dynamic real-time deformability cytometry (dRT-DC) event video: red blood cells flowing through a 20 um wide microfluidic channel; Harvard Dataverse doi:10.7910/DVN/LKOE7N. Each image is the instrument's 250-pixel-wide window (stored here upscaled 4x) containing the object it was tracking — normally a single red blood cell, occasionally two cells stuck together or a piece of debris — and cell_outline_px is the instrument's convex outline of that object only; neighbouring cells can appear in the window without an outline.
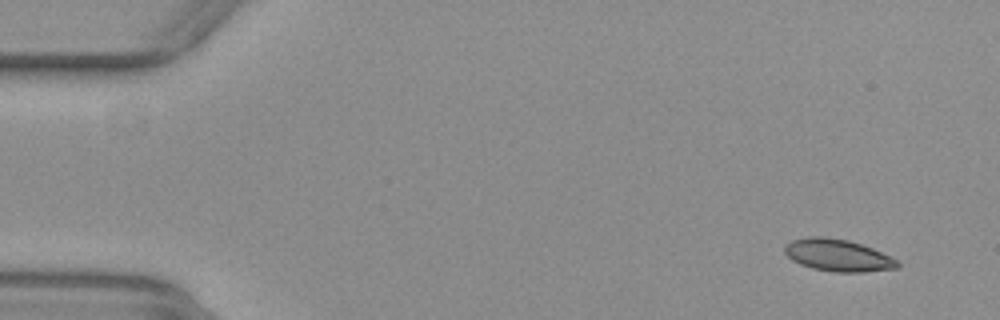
{"species": "common noctule bat (a hibernating species)", "species_latin": "Nyctalus noctula", "temperature_condition": "warm", "stored_images_in_passage": 8, "camera_frame_rate_fps": 3000, "um_per_image_px": 0.085, "animal": {"sex": "female", "body_mass_g": 29.2, "forearm_length_mm": 56.3}, "frame": {"image": 1, "passage_image": 4, "time_ms": 1.0, "image_size_px": [1000, 320], "cell_outline_px": [[900, 264], [896, 268], [864, 272], [832, 272], [812, 268], [800, 264], [792, 260], [784, 252], [784, 244], [792, 240], [808, 236], [828, 236], [848, 240], [872, 248], [896, 260]], "centroid_in_image_um": [71.16, 21.69], "position_along_channel_um": 13.8, "area_um2": 21.1}}